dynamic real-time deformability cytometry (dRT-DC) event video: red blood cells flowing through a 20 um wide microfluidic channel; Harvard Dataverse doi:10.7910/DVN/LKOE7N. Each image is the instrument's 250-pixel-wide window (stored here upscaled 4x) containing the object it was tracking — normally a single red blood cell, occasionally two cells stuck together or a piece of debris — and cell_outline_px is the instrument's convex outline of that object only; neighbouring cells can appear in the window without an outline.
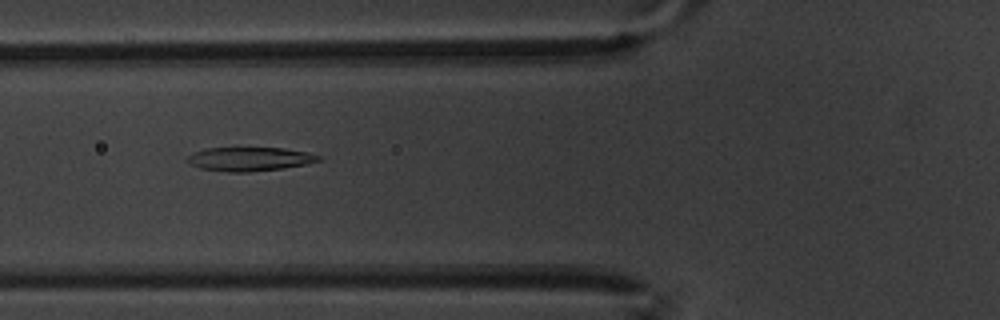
{"species": "common noctule bat (a hibernating species)", "species_latin": "Nyctalus noctula", "temperature_condition": "warm", "stored_images_in_passage": 56, "camera_frame_rate_fps": 3000, "um_per_image_px": 0.085, "animal": {"sex": "male", "body_mass_g": 20.1, "forearm_length_mm": 53.5}, "frame": {"image": 1, "passage_image": 19, "time_ms": 6.0, "image_size_px": [1000, 320], "cell_outline_px": [[320, 160], [304, 164], [284, 168], [248, 172], [228, 172], [200, 168], [184, 160], [192, 152], [204, 148], [284, 148], [308, 152], [320, 156]], "centroid_in_image_um": [21.17, 13.51], "position_along_channel_um": 104.6, "area_um2": 18.21}}
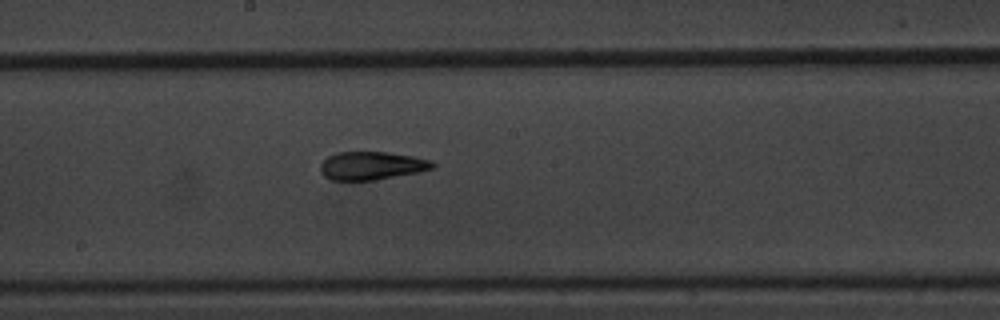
{"frame": {"image": 2, "passage_image": 29, "time_ms": 9.333, "image_size_px": [1000, 320], "cell_outline_px": [[436, 164], [432, 168], [420, 172], [372, 180], [332, 180], [324, 176], [320, 172], [320, 164], [328, 156], [336, 152], [388, 152], [412, 156], [432, 160]], "centroid_in_image_um": [31.58, 14.08], "position_along_channel_um": 216.6, "area_um2": 18.44}}
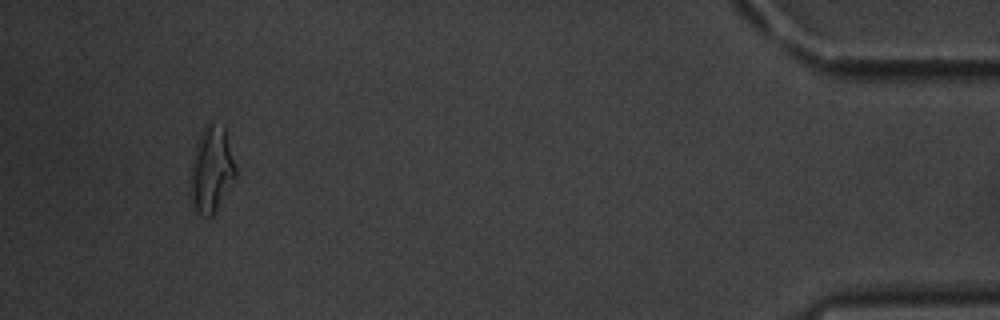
{"frame": {"image": 3, "passage_image": 53, "time_ms": 17.333, "image_size_px": [1000, 320], "cell_outline_px": [[236, 176], [212, 216], [200, 216], [196, 212], [188, 196], [188, 180], [192, 160], [196, 144], [200, 132], [208, 124], [224, 124], [236, 168]], "centroid_in_image_um": [17.92, 14.44], "position_along_channel_um": 417.3, "area_um2": 23.0}, "authors_computed_cell_mechanics": {"area_um2": 19.1607, "velocity_mm_per_s": 3.3532, "shape_relaxation_time_tau1_ms": 7.1379, "shape_relaxation_time_tau2_ms": 2.546, "deformation_change_tau1": 0.2225, "deformation_change_tau2": 0.0893}}